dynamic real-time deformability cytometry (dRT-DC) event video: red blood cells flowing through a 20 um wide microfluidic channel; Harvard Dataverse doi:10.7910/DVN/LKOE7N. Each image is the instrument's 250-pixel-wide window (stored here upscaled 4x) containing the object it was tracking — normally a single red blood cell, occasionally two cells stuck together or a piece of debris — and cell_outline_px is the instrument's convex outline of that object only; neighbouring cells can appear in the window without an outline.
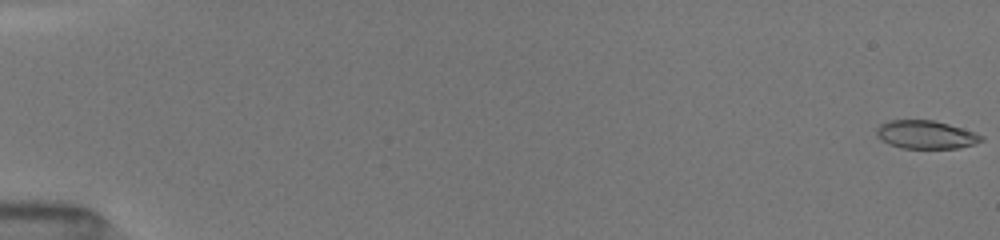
{"species": "common noctule bat (a hibernating species)", "species_latin": "Nyctalus noctula", "temperature_condition": "room temperature", "stored_images_in_passage": 45, "camera_frame_rate_fps": 3000, "um_per_image_px": 0.085, "animal": {"sex": "female", "body_mass_g": 19.5, "forearm_length_mm": 54.1}, "frame": {"image": 1, "passage_image": 1, "time_ms": 0.0, "image_size_px": [1000, 240], "cell_outline_px": [[984, 140], [976, 144], [960, 148], [900, 148], [888, 144], [880, 140], [876, 136], [876, 128], [880, 124], [888, 120], [932, 120], [948, 124], [984, 136]], "centroid_in_image_um": [78.66, 11.45], "position_along_channel_um": 6.3, "area_um2": 17.34}}
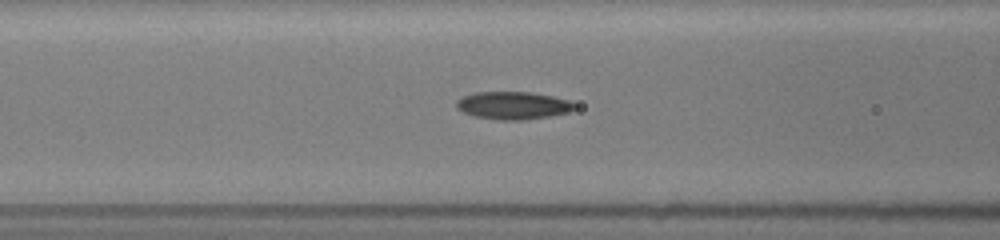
{"frame": {"image": 2, "passage_image": 24, "time_ms": 7.333, "image_size_px": [1000, 240], "cell_outline_px": [[576, 108], [568, 112], [552, 116], [524, 120], [500, 120], [472, 116], [456, 108], [456, 100], [464, 96], [476, 92], [532, 92], [552, 96], [568, 100], [576, 104]], "centroid_in_image_um": [43.61, 8.97], "position_along_channel_um": 123.0, "area_um2": 19.19}}
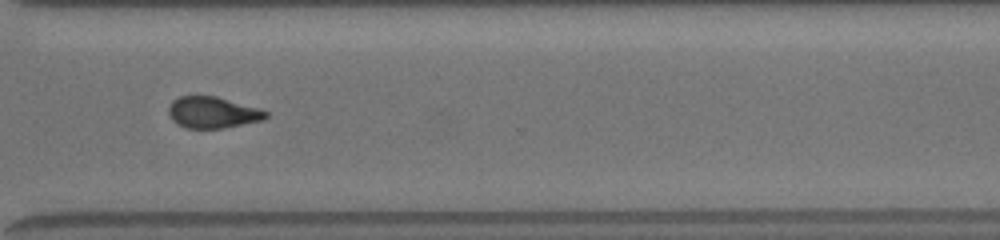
{"frame": {"image": 3, "passage_image": 44, "time_ms": 13.0, "image_size_px": [1000, 240], "cell_outline_px": [[268, 116], [264, 120], [224, 128], [184, 128], [176, 124], [168, 116], [168, 108], [172, 100], [180, 96], [216, 96], [260, 108], [268, 112]], "centroid_in_image_um": [18.06, 9.56], "position_along_channel_um": 352.5, "area_um2": 18.03}}